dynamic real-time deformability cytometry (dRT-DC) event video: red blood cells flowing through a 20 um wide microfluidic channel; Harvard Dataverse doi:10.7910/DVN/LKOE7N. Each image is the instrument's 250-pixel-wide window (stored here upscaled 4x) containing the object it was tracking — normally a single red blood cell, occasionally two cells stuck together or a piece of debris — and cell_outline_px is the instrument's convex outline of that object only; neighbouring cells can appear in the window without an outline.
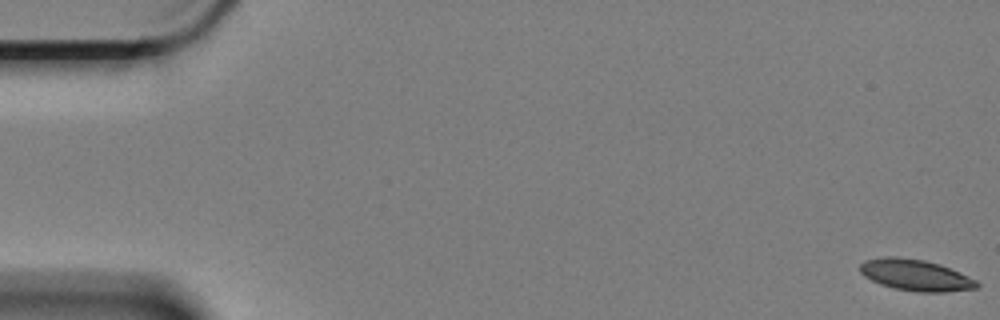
{"species": "Egyptian fruit bat (a non-hibernating species)", "species_latin": "Rousettus aegyptiacus", "temperature_condition": "cold", "stored_images_in_passage": 61, "camera_frame_rate_fps": 3000, "um_per_image_px": 0.085, "animal": {"sex": "female"}, "frame": {"image": 1, "passage_image": 1, "time_ms": 0.0, "image_size_px": [1000, 320], "cell_outline_px": [[980, 284], [976, 288], [944, 292], [916, 292], [896, 288], [880, 284], [864, 276], [860, 272], [860, 264], [864, 260], [888, 256], [896, 256], [924, 260], [940, 264], [976, 280]], "centroid_in_image_um": [77.8, 23.38], "position_along_channel_um": 7.2, "area_um2": 21.15}}
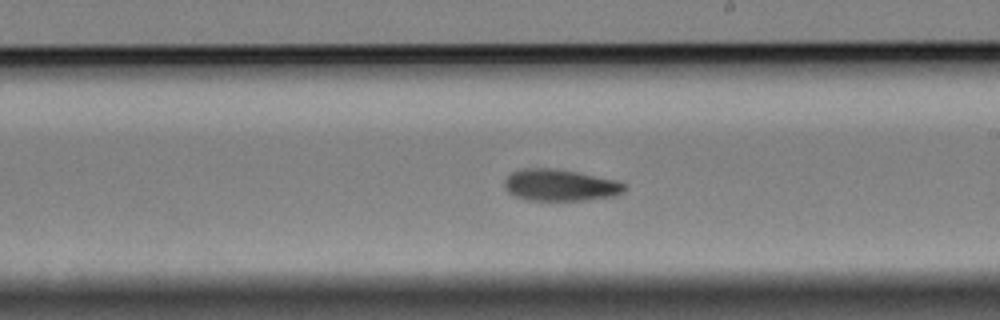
{"frame": {"image": 2, "passage_image": 35, "time_ms": 11.333, "image_size_px": [1000, 320], "cell_outline_px": [[624, 192], [616, 196], [584, 200], [524, 200], [508, 192], [504, 184], [504, 180], [512, 172], [520, 168], [552, 168], [576, 172], [616, 180], [624, 184]], "centroid_in_image_um": [47.59, 15.74], "position_along_channel_um": 241.4, "area_um2": 22.08}}
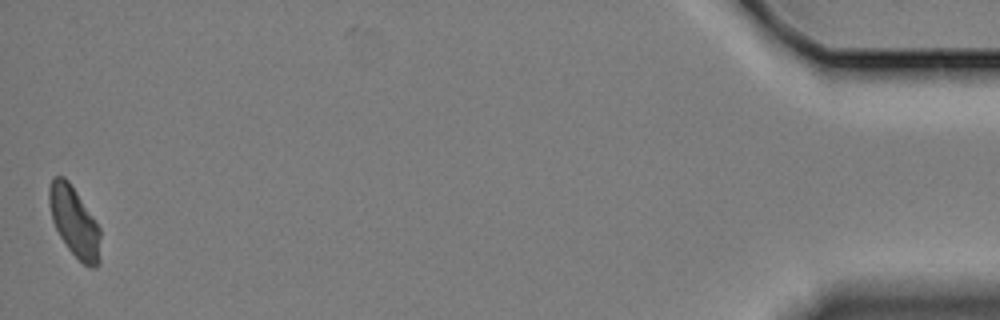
{"frame": {"image": 3, "passage_image": 60, "time_ms": 19.667, "image_size_px": [1000, 320], "cell_outline_px": [[100, 264], [96, 268], [88, 268], [68, 248], [60, 236], [52, 220], [48, 200], [48, 188], [52, 176], [64, 176], [68, 180], [100, 228]], "centroid_in_image_um": [6.31, 18.86], "position_along_channel_um": 428.9, "area_um2": 20.87}, "authors_computed_cell_mechanics": {"area_um2": 21.964, "velocity_mm_per_s": 3.3311, "shape_relaxation_time_tau1_ms": null, "shape_relaxation_time_tau2_ms": 7.9797, "deformation_change_tau1": null, "deformation_change_tau2": 0.1255}}